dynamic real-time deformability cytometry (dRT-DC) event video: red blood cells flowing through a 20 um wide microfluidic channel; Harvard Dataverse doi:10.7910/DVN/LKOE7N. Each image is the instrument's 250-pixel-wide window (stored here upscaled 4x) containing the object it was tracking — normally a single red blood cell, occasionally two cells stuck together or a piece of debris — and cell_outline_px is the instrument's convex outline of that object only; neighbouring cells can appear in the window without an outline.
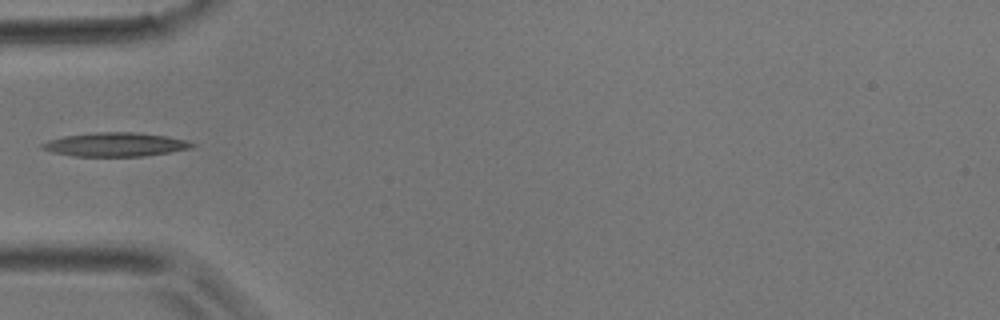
{"species": "common noctule bat (a hibernating species)", "species_latin": "Nyctalus noctula", "temperature_condition": "room temperature", "stored_images_in_passage": 5, "camera_frame_rate_fps": 3000, "um_per_image_px": 0.085, "animal": {"sex": "male", "body_mass_g": 17.9}, "frame": {"image": 1, "passage_image": 5, "time_ms": 1.333, "image_size_px": [1000, 320], "cell_outline_px": [[196, 144], [192, 148], [144, 156], [72, 156], [52, 152], [40, 148], [40, 144], [48, 140], [64, 136], [96, 132], [136, 132], [164, 136], [188, 140]], "centroid_in_image_um": [9.78, 12.28], "position_along_channel_um": 75.2, "area_um2": 20.81}}